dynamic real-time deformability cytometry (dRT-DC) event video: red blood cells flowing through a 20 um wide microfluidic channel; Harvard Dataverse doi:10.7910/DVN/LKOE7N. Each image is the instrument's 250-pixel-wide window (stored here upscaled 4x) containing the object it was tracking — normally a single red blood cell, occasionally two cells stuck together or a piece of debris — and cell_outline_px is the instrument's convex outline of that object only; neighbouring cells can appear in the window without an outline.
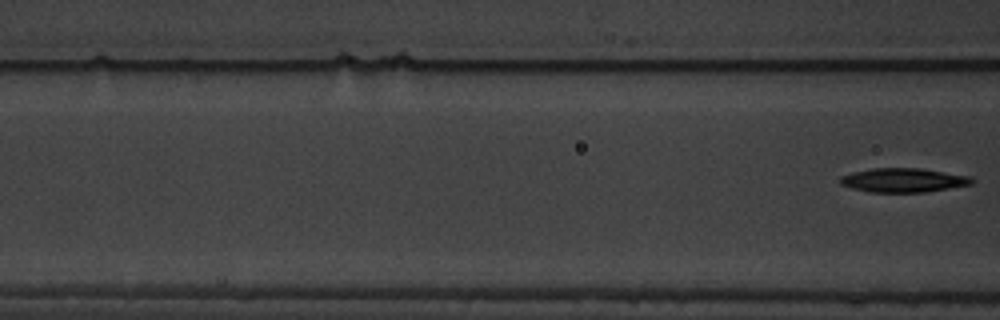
{"species": "common noctule bat (a hibernating species)", "species_latin": "Nyctalus noctula", "temperature_condition": "warm", "stored_images_in_passage": 8, "segment_of_instrument_passage": [2, 2], "camera_frame_rate_fps": 3000, "um_per_image_px": 0.085, "animal": {"sex": "male", "body_mass_g": 19.5, "forearm_length_mm": 54.6}, "frame": {"image": 1, "passage_image": 8, "time_ms": 8.333, "image_size_px": [1000, 320], "cell_outline_px": [[972, 184], [924, 192], [868, 192], [852, 188], [840, 184], [840, 176], [852, 172], [872, 168], [920, 168], [968, 176], [972, 180]], "centroid_in_image_um": [76.71, 15.31], "position_along_channel_um": 89.9, "area_um2": 18.26}}